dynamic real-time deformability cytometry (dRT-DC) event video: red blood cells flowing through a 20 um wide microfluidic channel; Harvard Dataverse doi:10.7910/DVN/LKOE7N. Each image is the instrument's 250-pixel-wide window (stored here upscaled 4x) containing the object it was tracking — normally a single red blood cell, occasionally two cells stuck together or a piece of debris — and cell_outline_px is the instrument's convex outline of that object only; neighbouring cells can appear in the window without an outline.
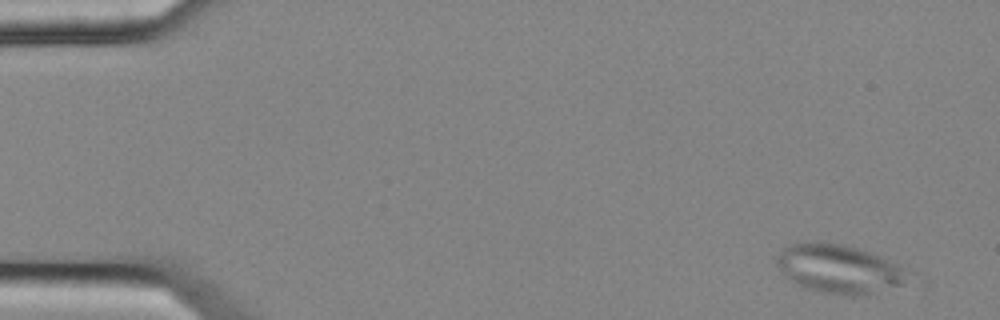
{"species": "common noctule bat (a hibernating species)", "species_latin": "Nyctalus noctula", "temperature_condition": "cold", "stored_images_in_passage": 4, "camera_frame_rate_fps": 3000, "um_per_image_px": 0.085, "animal": {"sex": "female", "body_mass_g": 25.1}, "frame": {"image": 1, "passage_image": 1, "time_ms": 0.0, "image_size_px": [1000, 320], "cell_outline_px": [[908, 272], [900, 284], [856, 296], [848, 296], [820, 292], [804, 288], [796, 284], [784, 276], [776, 264], [776, 260], [780, 252], [788, 244], [812, 240], [824, 240], [844, 244], [880, 256], [904, 268]], "centroid_in_image_um": [71.18, 22.81], "position_along_channel_um": 13.8, "area_um2": 37.05}}